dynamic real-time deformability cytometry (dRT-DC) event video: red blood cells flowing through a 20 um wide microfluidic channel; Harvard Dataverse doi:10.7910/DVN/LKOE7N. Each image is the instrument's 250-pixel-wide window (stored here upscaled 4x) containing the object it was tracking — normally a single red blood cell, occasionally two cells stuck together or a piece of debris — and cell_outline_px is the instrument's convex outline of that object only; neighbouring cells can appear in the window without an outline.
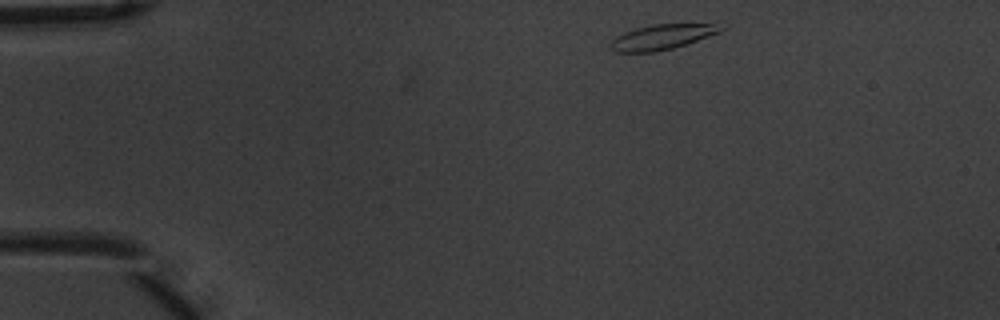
{"species": "common noctule bat (a hibernating species)", "species_latin": "Nyctalus noctula", "temperature_condition": "warm", "stored_images_in_passage": 3, "camera_frame_rate_fps": 3000, "um_per_image_px": 0.085, "animal": {"sex": "male", "body_mass_g": 20.1, "forearm_length_mm": 53.5}, "frame": {"image": 1, "passage_image": 1, "time_ms": 0.0, "image_size_px": [1000, 320], "cell_outline_px": [[728, 28], [720, 32], [672, 48], [656, 52], [616, 52], [612, 48], [612, 40], [616, 36], [624, 32], [636, 28], [652, 24], [720, 20], [728, 24]], "centroid_in_image_um": [56.54, 3.04], "position_along_channel_um": 28.5, "area_um2": 17.11}}